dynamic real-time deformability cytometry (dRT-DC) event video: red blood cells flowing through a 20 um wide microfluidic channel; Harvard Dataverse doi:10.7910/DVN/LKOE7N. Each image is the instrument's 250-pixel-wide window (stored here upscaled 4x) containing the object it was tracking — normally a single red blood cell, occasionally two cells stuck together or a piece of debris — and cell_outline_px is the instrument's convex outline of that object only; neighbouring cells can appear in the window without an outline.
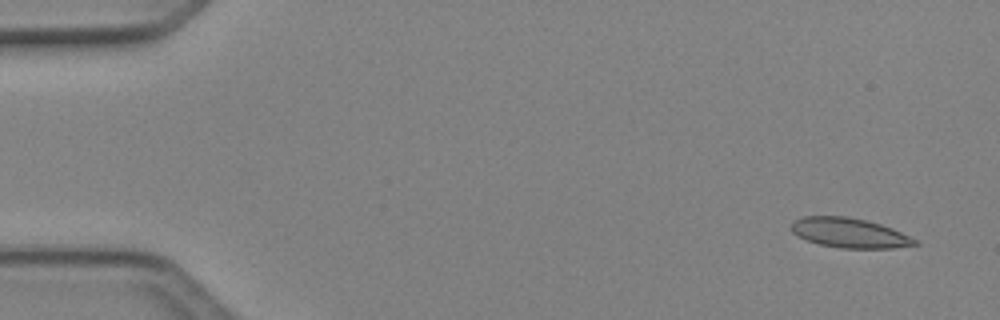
{"species": "Egyptian fruit bat (a non-hibernating species)", "species_latin": "Rousettus aegyptiacus", "temperature_condition": "cold", "stored_images_in_passage": 5, "camera_frame_rate_fps": 3000, "um_per_image_px": 0.085, "animal": {"sex": "female"}, "frame": {"image": 1, "passage_image": 1, "time_ms": 0.0, "image_size_px": [1000, 320], "cell_outline_px": [[920, 244], [892, 248], [840, 248], [820, 244], [808, 240], [792, 232], [792, 220], [804, 216], [848, 216], [868, 220], [892, 228], [916, 240]], "centroid_in_image_um": [72.2, 19.78], "position_along_channel_um": 12.8, "area_um2": 21.27}}
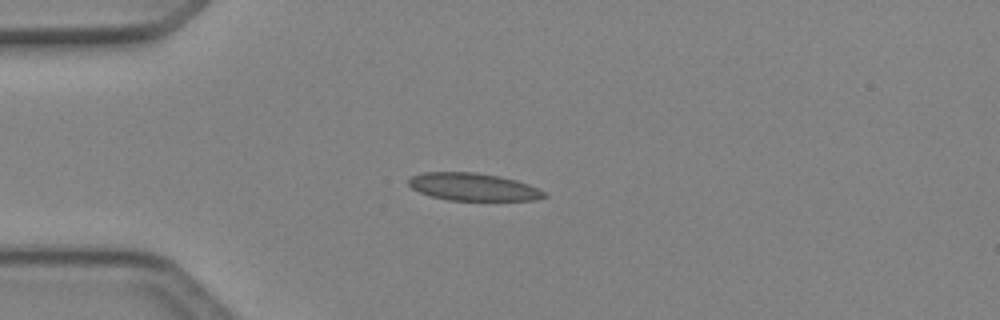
{"frame": {"image": 2, "passage_image": 4, "time_ms": 1.0, "image_size_px": [1000, 320], "cell_outline_px": [[548, 196], [536, 200], [448, 200], [432, 196], [420, 192], [412, 188], [408, 184], [408, 180], [412, 176], [424, 172], [476, 172], [500, 176], [516, 180], [528, 184], [544, 192]], "centroid_in_image_um": [40.22, 15.88], "position_along_channel_um": 44.8, "area_um2": 21.68}}
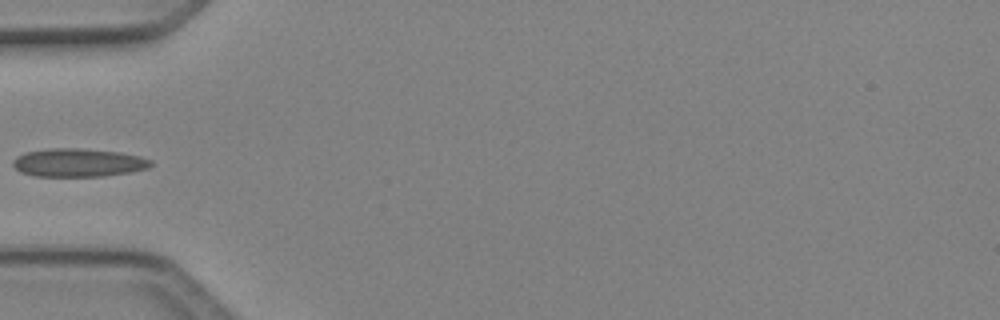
{"frame": {"image": 3, "passage_image": 5, "time_ms": 1.333, "image_size_px": [1000, 320], "cell_outline_px": [[152, 164], [148, 168], [132, 172], [104, 176], [32, 176], [20, 172], [12, 164], [12, 160], [16, 156], [24, 152], [48, 148], [84, 148], [120, 152], [140, 156], [152, 160]], "centroid_in_image_um": [6.64, 13.82], "position_along_channel_um": 78.4, "area_um2": 23.06}}